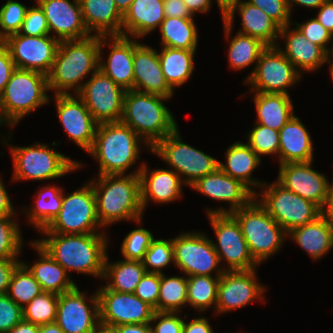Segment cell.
<instances>
[{"label": "cell", "mask_w": 333, "mask_h": 333, "mask_svg": "<svg viewBox=\"0 0 333 333\" xmlns=\"http://www.w3.org/2000/svg\"><path fill=\"white\" fill-rule=\"evenodd\" d=\"M79 2L85 25L92 35L122 36L123 14L117 9L115 0Z\"/></svg>", "instance_id": "33"}, {"label": "cell", "mask_w": 333, "mask_h": 333, "mask_svg": "<svg viewBox=\"0 0 333 333\" xmlns=\"http://www.w3.org/2000/svg\"><path fill=\"white\" fill-rule=\"evenodd\" d=\"M63 199V188L57 185L41 186L35 195L33 206L22 208L27 217L28 224L38 231L44 229L60 212ZM25 209V210H24Z\"/></svg>", "instance_id": "39"}, {"label": "cell", "mask_w": 333, "mask_h": 333, "mask_svg": "<svg viewBox=\"0 0 333 333\" xmlns=\"http://www.w3.org/2000/svg\"><path fill=\"white\" fill-rule=\"evenodd\" d=\"M147 272L163 273V268L174 263L173 243L171 239H154L142 260Z\"/></svg>", "instance_id": "47"}, {"label": "cell", "mask_w": 333, "mask_h": 333, "mask_svg": "<svg viewBox=\"0 0 333 333\" xmlns=\"http://www.w3.org/2000/svg\"><path fill=\"white\" fill-rule=\"evenodd\" d=\"M16 215L0 219V260L18 259L22 255L23 236Z\"/></svg>", "instance_id": "45"}, {"label": "cell", "mask_w": 333, "mask_h": 333, "mask_svg": "<svg viewBox=\"0 0 333 333\" xmlns=\"http://www.w3.org/2000/svg\"><path fill=\"white\" fill-rule=\"evenodd\" d=\"M143 145L151 152V147L129 126L121 121L106 122L98 124L93 145L87 153L99 163L98 175L139 174L143 162L131 173L127 170L140 160Z\"/></svg>", "instance_id": "3"}, {"label": "cell", "mask_w": 333, "mask_h": 333, "mask_svg": "<svg viewBox=\"0 0 333 333\" xmlns=\"http://www.w3.org/2000/svg\"><path fill=\"white\" fill-rule=\"evenodd\" d=\"M165 17L194 18L183 0H163Z\"/></svg>", "instance_id": "58"}, {"label": "cell", "mask_w": 333, "mask_h": 333, "mask_svg": "<svg viewBox=\"0 0 333 333\" xmlns=\"http://www.w3.org/2000/svg\"><path fill=\"white\" fill-rule=\"evenodd\" d=\"M219 278L215 276H187V305L197 312H206L217 303Z\"/></svg>", "instance_id": "41"}, {"label": "cell", "mask_w": 333, "mask_h": 333, "mask_svg": "<svg viewBox=\"0 0 333 333\" xmlns=\"http://www.w3.org/2000/svg\"><path fill=\"white\" fill-rule=\"evenodd\" d=\"M164 19L163 0H134L123 15L122 36L144 38L158 29Z\"/></svg>", "instance_id": "29"}, {"label": "cell", "mask_w": 333, "mask_h": 333, "mask_svg": "<svg viewBox=\"0 0 333 333\" xmlns=\"http://www.w3.org/2000/svg\"><path fill=\"white\" fill-rule=\"evenodd\" d=\"M158 57L164 78L168 85L175 90L176 87L185 85L192 77L196 50L174 49L161 46ZM175 88V89H174Z\"/></svg>", "instance_id": "38"}, {"label": "cell", "mask_w": 333, "mask_h": 333, "mask_svg": "<svg viewBox=\"0 0 333 333\" xmlns=\"http://www.w3.org/2000/svg\"><path fill=\"white\" fill-rule=\"evenodd\" d=\"M316 18L333 36V0H326L318 8Z\"/></svg>", "instance_id": "60"}, {"label": "cell", "mask_w": 333, "mask_h": 333, "mask_svg": "<svg viewBox=\"0 0 333 333\" xmlns=\"http://www.w3.org/2000/svg\"><path fill=\"white\" fill-rule=\"evenodd\" d=\"M154 239L153 233L145 228L139 227L131 230L122 241L121 255L123 259L142 261Z\"/></svg>", "instance_id": "49"}, {"label": "cell", "mask_w": 333, "mask_h": 333, "mask_svg": "<svg viewBox=\"0 0 333 333\" xmlns=\"http://www.w3.org/2000/svg\"><path fill=\"white\" fill-rule=\"evenodd\" d=\"M171 98L125 91L121 122L129 126L151 148L178 128L173 113L164 102Z\"/></svg>", "instance_id": "5"}, {"label": "cell", "mask_w": 333, "mask_h": 333, "mask_svg": "<svg viewBox=\"0 0 333 333\" xmlns=\"http://www.w3.org/2000/svg\"><path fill=\"white\" fill-rule=\"evenodd\" d=\"M9 148L13 160V182L54 180L83 168L81 162L57 152L48 144L35 142L31 146L10 145Z\"/></svg>", "instance_id": "7"}, {"label": "cell", "mask_w": 333, "mask_h": 333, "mask_svg": "<svg viewBox=\"0 0 333 333\" xmlns=\"http://www.w3.org/2000/svg\"><path fill=\"white\" fill-rule=\"evenodd\" d=\"M332 57V59H331ZM329 64V70H330V75H331V80L333 81V55L329 54L326 59V64Z\"/></svg>", "instance_id": "72"}, {"label": "cell", "mask_w": 333, "mask_h": 333, "mask_svg": "<svg viewBox=\"0 0 333 333\" xmlns=\"http://www.w3.org/2000/svg\"><path fill=\"white\" fill-rule=\"evenodd\" d=\"M220 13L222 15V21L225 20V15L238 3L242 0H215Z\"/></svg>", "instance_id": "66"}, {"label": "cell", "mask_w": 333, "mask_h": 333, "mask_svg": "<svg viewBox=\"0 0 333 333\" xmlns=\"http://www.w3.org/2000/svg\"><path fill=\"white\" fill-rule=\"evenodd\" d=\"M236 12H239L241 18L239 33L260 39L267 46H276L280 27L266 13L243 0L225 15L224 21L230 26L234 24Z\"/></svg>", "instance_id": "28"}, {"label": "cell", "mask_w": 333, "mask_h": 333, "mask_svg": "<svg viewBox=\"0 0 333 333\" xmlns=\"http://www.w3.org/2000/svg\"><path fill=\"white\" fill-rule=\"evenodd\" d=\"M257 268L224 271L219 278L215 314L241 309L257 300L265 302V286L257 281Z\"/></svg>", "instance_id": "19"}, {"label": "cell", "mask_w": 333, "mask_h": 333, "mask_svg": "<svg viewBox=\"0 0 333 333\" xmlns=\"http://www.w3.org/2000/svg\"><path fill=\"white\" fill-rule=\"evenodd\" d=\"M41 292L39 282L21 262L12 274L7 296L23 308Z\"/></svg>", "instance_id": "43"}, {"label": "cell", "mask_w": 333, "mask_h": 333, "mask_svg": "<svg viewBox=\"0 0 333 333\" xmlns=\"http://www.w3.org/2000/svg\"><path fill=\"white\" fill-rule=\"evenodd\" d=\"M134 90L142 93L174 96L173 90L164 78L158 51L134 38L133 55Z\"/></svg>", "instance_id": "25"}, {"label": "cell", "mask_w": 333, "mask_h": 333, "mask_svg": "<svg viewBox=\"0 0 333 333\" xmlns=\"http://www.w3.org/2000/svg\"><path fill=\"white\" fill-rule=\"evenodd\" d=\"M160 273L146 272L138 283L134 294L158 311Z\"/></svg>", "instance_id": "53"}, {"label": "cell", "mask_w": 333, "mask_h": 333, "mask_svg": "<svg viewBox=\"0 0 333 333\" xmlns=\"http://www.w3.org/2000/svg\"><path fill=\"white\" fill-rule=\"evenodd\" d=\"M224 36L228 41L229 48L227 52L228 65L233 70H242L252 66L255 63L253 70L248 74L244 82L253 74L257 61L262 51L267 47L260 39L241 34L237 32L234 37L231 36L233 26H230L223 21Z\"/></svg>", "instance_id": "36"}, {"label": "cell", "mask_w": 333, "mask_h": 333, "mask_svg": "<svg viewBox=\"0 0 333 333\" xmlns=\"http://www.w3.org/2000/svg\"><path fill=\"white\" fill-rule=\"evenodd\" d=\"M187 306V276H166L160 274L158 311L182 312Z\"/></svg>", "instance_id": "42"}, {"label": "cell", "mask_w": 333, "mask_h": 333, "mask_svg": "<svg viewBox=\"0 0 333 333\" xmlns=\"http://www.w3.org/2000/svg\"><path fill=\"white\" fill-rule=\"evenodd\" d=\"M108 259L107 255L102 278L105 286L112 291L134 293L138 283L147 272L143 262L126 259L109 262Z\"/></svg>", "instance_id": "37"}, {"label": "cell", "mask_w": 333, "mask_h": 333, "mask_svg": "<svg viewBox=\"0 0 333 333\" xmlns=\"http://www.w3.org/2000/svg\"><path fill=\"white\" fill-rule=\"evenodd\" d=\"M21 262L20 259L0 260V294H7L12 274Z\"/></svg>", "instance_id": "57"}, {"label": "cell", "mask_w": 333, "mask_h": 333, "mask_svg": "<svg viewBox=\"0 0 333 333\" xmlns=\"http://www.w3.org/2000/svg\"><path fill=\"white\" fill-rule=\"evenodd\" d=\"M189 11L195 16L196 13H207L213 5V0H183ZM212 4V5H211Z\"/></svg>", "instance_id": "61"}, {"label": "cell", "mask_w": 333, "mask_h": 333, "mask_svg": "<svg viewBox=\"0 0 333 333\" xmlns=\"http://www.w3.org/2000/svg\"><path fill=\"white\" fill-rule=\"evenodd\" d=\"M141 204L143 211L149 200L156 204H168L175 202L183 196L181 177L172 169H153L150 171L144 162L139 172Z\"/></svg>", "instance_id": "27"}, {"label": "cell", "mask_w": 333, "mask_h": 333, "mask_svg": "<svg viewBox=\"0 0 333 333\" xmlns=\"http://www.w3.org/2000/svg\"><path fill=\"white\" fill-rule=\"evenodd\" d=\"M312 163L313 161L282 164L276 180L321 209L333 188V182L330 183L326 175L313 169Z\"/></svg>", "instance_id": "21"}, {"label": "cell", "mask_w": 333, "mask_h": 333, "mask_svg": "<svg viewBox=\"0 0 333 333\" xmlns=\"http://www.w3.org/2000/svg\"><path fill=\"white\" fill-rule=\"evenodd\" d=\"M134 0H115L117 9L124 15Z\"/></svg>", "instance_id": "70"}, {"label": "cell", "mask_w": 333, "mask_h": 333, "mask_svg": "<svg viewBox=\"0 0 333 333\" xmlns=\"http://www.w3.org/2000/svg\"><path fill=\"white\" fill-rule=\"evenodd\" d=\"M225 160V163L219 161V168L227 175L240 181L254 195L257 193L255 189L261 188L265 183L251 176L254 170L262 164V159L247 143L236 141L230 145L226 149Z\"/></svg>", "instance_id": "31"}, {"label": "cell", "mask_w": 333, "mask_h": 333, "mask_svg": "<svg viewBox=\"0 0 333 333\" xmlns=\"http://www.w3.org/2000/svg\"><path fill=\"white\" fill-rule=\"evenodd\" d=\"M34 2H37L44 11L50 35L57 40H78L92 35L85 25L79 0H34Z\"/></svg>", "instance_id": "23"}, {"label": "cell", "mask_w": 333, "mask_h": 333, "mask_svg": "<svg viewBox=\"0 0 333 333\" xmlns=\"http://www.w3.org/2000/svg\"><path fill=\"white\" fill-rule=\"evenodd\" d=\"M38 333H64L56 322L38 326Z\"/></svg>", "instance_id": "67"}, {"label": "cell", "mask_w": 333, "mask_h": 333, "mask_svg": "<svg viewBox=\"0 0 333 333\" xmlns=\"http://www.w3.org/2000/svg\"><path fill=\"white\" fill-rule=\"evenodd\" d=\"M303 33V35L314 44L320 46L328 55L333 50V36L330 32L324 28V26L317 20L316 17L309 20L298 23L292 22ZM332 42V43H331ZM332 44L331 48H328V44Z\"/></svg>", "instance_id": "50"}, {"label": "cell", "mask_w": 333, "mask_h": 333, "mask_svg": "<svg viewBox=\"0 0 333 333\" xmlns=\"http://www.w3.org/2000/svg\"><path fill=\"white\" fill-rule=\"evenodd\" d=\"M48 92L46 74L16 68L0 95V125L17 126L28 114L51 101Z\"/></svg>", "instance_id": "6"}, {"label": "cell", "mask_w": 333, "mask_h": 333, "mask_svg": "<svg viewBox=\"0 0 333 333\" xmlns=\"http://www.w3.org/2000/svg\"><path fill=\"white\" fill-rule=\"evenodd\" d=\"M159 31L161 33V46L197 50L199 36L194 18L165 17Z\"/></svg>", "instance_id": "40"}, {"label": "cell", "mask_w": 333, "mask_h": 333, "mask_svg": "<svg viewBox=\"0 0 333 333\" xmlns=\"http://www.w3.org/2000/svg\"><path fill=\"white\" fill-rule=\"evenodd\" d=\"M46 236L35 240L67 273L78 272L98 277L104 275L105 259L108 254V235L40 233ZM108 243V244H107Z\"/></svg>", "instance_id": "1"}, {"label": "cell", "mask_w": 333, "mask_h": 333, "mask_svg": "<svg viewBox=\"0 0 333 333\" xmlns=\"http://www.w3.org/2000/svg\"><path fill=\"white\" fill-rule=\"evenodd\" d=\"M124 94L125 90L100 69L77 93L98 123L121 121Z\"/></svg>", "instance_id": "15"}, {"label": "cell", "mask_w": 333, "mask_h": 333, "mask_svg": "<svg viewBox=\"0 0 333 333\" xmlns=\"http://www.w3.org/2000/svg\"><path fill=\"white\" fill-rule=\"evenodd\" d=\"M23 3L17 0H7L0 8V42L8 36L19 32L27 9Z\"/></svg>", "instance_id": "48"}, {"label": "cell", "mask_w": 333, "mask_h": 333, "mask_svg": "<svg viewBox=\"0 0 333 333\" xmlns=\"http://www.w3.org/2000/svg\"><path fill=\"white\" fill-rule=\"evenodd\" d=\"M246 138V143L260 158L265 155H277L279 161V131L255 123Z\"/></svg>", "instance_id": "46"}, {"label": "cell", "mask_w": 333, "mask_h": 333, "mask_svg": "<svg viewBox=\"0 0 333 333\" xmlns=\"http://www.w3.org/2000/svg\"><path fill=\"white\" fill-rule=\"evenodd\" d=\"M320 215L333 230V188L330 190L324 205L320 209Z\"/></svg>", "instance_id": "63"}, {"label": "cell", "mask_w": 333, "mask_h": 333, "mask_svg": "<svg viewBox=\"0 0 333 333\" xmlns=\"http://www.w3.org/2000/svg\"><path fill=\"white\" fill-rule=\"evenodd\" d=\"M174 265L185 276L205 275L220 277L225 271L220 266L212 239L202 232H182L172 238ZM222 267V268H221Z\"/></svg>", "instance_id": "12"}, {"label": "cell", "mask_w": 333, "mask_h": 333, "mask_svg": "<svg viewBox=\"0 0 333 333\" xmlns=\"http://www.w3.org/2000/svg\"><path fill=\"white\" fill-rule=\"evenodd\" d=\"M10 51L16 68L51 72L60 41L51 35L28 36L12 34L2 41Z\"/></svg>", "instance_id": "18"}, {"label": "cell", "mask_w": 333, "mask_h": 333, "mask_svg": "<svg viewBox=\"0 0 333 333\" xmlns=\"http://www.w3.org/2000/svg\"><path fill=\"white\" fill-rule=\"evenodd\" d=\"M97 176L89 181L95 193L97 216L103 229L120 221L142 224L144 211L139 174Z\"/></svg>", "instance_id": "2"}, {"label": "cell", "mask_w": 333, "mask_h": 333, "mask_svg": "<svg viewBox=\"0 0 333 333\" xmlns=\"http://www.w3.org/2000/svg\"><path fill=\"white\" fill-rule=\"evenodd\" d=\"M30 246L38 254L33 264L22 262L39 282L42 291L62 294L74 289L77 284L71 280L69 273L57 263L36 241H30Z\"/></svg>", "instance_id": "30"}, {"label": "cell", "mask_w": 333, "mask_h": 333, "mask_svg": "<svg viewBox=\"0 0 333 333\" xmlns=\"http://www.w3.org/2000/svg\"><path fill=\"white\" fill-rule=\"evenodd\" d=\"M253 95L258 124L279 131L295 114L290 95L258 92Z\"/></svg>", "instance_id": "35"}, {"label": "cell", "mask_w": 333, "mask_h": 333, "mask_svg": "<svg viewBox=\"0 0 333 333\" xmlns=\"http://www.w3.org/2000/svg\"><path fill=\"white\" fill-rule=\"evenodd\" d=\"M279 142V165L314 160L312 138L299 117L294 115L279 130Z\"/></svg>", "instance_id": "32"}, {"label": "cell", "mask_w": 333, "mask_h": 333, "mask_svg": "<svg viewBox=\"0 0 333 333\" xmlns=\"http://www.w3.org/2000/svg\"><path fill=\"white\" fill-rule=\"evenodd\" d=\"M239 223L253 259L261 265L282 248L287 233L254 197L230 213Z\"/></svg>", "instance_id": "8"}, {"label": "cell", "mask_w": 333, "mask_h": 333, "mask_svg": "<svg viewBox=\"0 0 333 333\" xmlns=\"http://www.w3.org/2000/svg\"><path fill=\"white\" fill-rule=\"evenodd\" d=\"M104 46L111 50L103 59ZM134 38L124 36H100L99 69L125 91L134 90L133 72Z\"/></svg>", "instance_id": "24"}, {"label": "cell", "mask_w": 333, "mask_h": 333, "mask_svg": "<svg viewBox=\"0 0 333 333\" xmlns=\"http://www.w3.org/2000/svg\"><path fill=\"white\" fill-rule=\"evenodd\" d=\"M326 0H288V5L292 13L293 6L299 5L306 8L318 9Z\"/></svg>", "instance_id": "65"}, {"label": "cell", "mask_w": 333, "mask_h": 333, "mask_svg": "<svg viewBox=\"0 0 333 333\" xmlns=\"http://www.w3.org/2000/svg\"><path fill=\"white\" fill-rule=\"evenodd\" d=\"M180 314V312L155 311L150 321V325L153 326L152 333H182L184 318Z\"/></svg>", "instance_id": "55"}, {"label": "cell", "mask_w": 333, "mask_h": 333, "mask_svg": "<svg viewBox=\"0 0 333 333\" xmlns=\"http://www.w3.org/2000/svg\"><path fill=\"white\" fill-rule=\"evenodd\" d=\"M23 320V308L7 294H0V333H8Z\"/></svg>", "instance_id": "54"}, {"label": "cell", "mask_w": 333, "mask_h": 333, "mask_svg": "<svg viewBox=\"0 0 333 333\" xmlns=\"http://www.w3.org/2000/svg\"><path fill=\"white\" fill-rule=\"evenodd\" d=\"M16 69L10 51L0 42V95Z\"/></svg>", "instance_id": "56"}, {"label": "cell", "mask_w": 333, "mask_h": 333, "mask_svg": "<svg viewBox=\"0 0 333 333\" xmlns=\"http://www.w3.org/2000/svg\"><path fill=\"white\" fill-rule=\"evenodd\" d=\"M179 128L159 140L151 153L160 157L169 168L182 179L185 186H191L198 179L219 168V160L182 141Z\"/></svg>", "instance_id": "10"}, {"label": "cell", "mask_w": 333, "mask_h": 333, "mask_svg": "<svg viewBox=\"0 0 333 333\" xmlns=\"http://www.w3.org/2000/svg\"><path fill=\"white\" fill-rule=\"evenodd\" d=\"M58 294L41 292L23 307V320L35 325H45L56 320Z\"/></svg>", "instance_id": "44"}, {"label": "cell", "mask_w": 333, "mask_h": 333, "mask_svg": "<svg viewBox=\"0 0 333 333\" xmlns=\"http://www.w3.org/2000/svg\"><path fill=\"white\" fill-rule=\"evenodd\" d=\"M16 209L13 205H0V219L4 216L16 215Z\"/></svg>", "instance_id": "69"}, {"label": "cell", "mask_w": 333, "mask_h": 333, "mask_svg": "<svg viewBox=\"0 0 333 333\" xmlns=\"http://www.w3.org/2000/svg\"><path fill=\"white\" fill-rule=\"evenodd\" d=\"M182 333H214L209 319L199 316L191 319L189 322L184 320Z\"/></svg>", "instance_id": "59"}, {"label": "cell", "mask_w": 333, "mask_h": 333, "mask_svg": "<svg viewBox=\"0 0 333 333\" xmlns=\"http://www.w3.org/2000/svg\"><path fill=\"white\" fill-rule=\"evenodd\" d=\"M312 260H320L333 249V230L320 215L315 220L287 233Z\"/></svg>", "instance_id": "34"}, {"label": "cell", "mask_w": 333, "mask_h": 333, "mask_svg": "<svg viewBox=\"0 0 333 333\" xmlns=\"http://www.w3.org/2000/svg\"><path fill=\"white\" fill-rule=\"evenodd\" d=\"M260 189L255 198L286 233L320 216L317 205L286 189L277 180L269 185L265 182Z\"/></svg>", "instance_id": "11"}, {"label": "cell", "mask_w": 333, "mask_h": 333, "mask_svg": "<svg viewBox=\"0 0 333 333\" xmlns=\"http://www.w3.org/2000/svg\"><path fill=\"white\" fill-rule=\"evenodd\" d=\"M87 295L77 286L58 295L55 322L64 333H92L100 323L97 291Z\"/></svg>", "instance_id": "17"}, {"label": "cell", "mask_w": 333, "mask_h": 333, "mask_svg": "<svg viewBox=\"0 0 333 333\" xmlns=\"http://www.w3.org/2000/svg\"><path fill=\"white\" fill-rule=\"evenodd\" d=\"M99 299V322L115 327L124 324L150 323L154 308L134 293H121L105 285L97 288Z\"/></svg>", "instance_id": "16"}, {"label": "cell", "mask_w": 333, "mask_h": 333, "mask_svg": "<svg viewBox=\"0 0 333 333\" xmlns=\"http://www.w3.org/2000/svg\"><path fill=\"white\" fill-rule=\"evenodd\" d=\"M291 25L293 24L280 28L278 40H284L285 48H281L279 42L276 46L302 75L320 70L321 66L326 64L328 54L307 39L297 27H290Z\"/></svg>", "instance_id": "26"}, {"label": "cell", "mask_w": 333, "mask_h": 333, "mask_svg": "<svg viewBox=\"0 0 333 333\" xmlns=\"http://www.w3.org/2000/svg\"><path fill=\"white\" fill-rule=\"evenodd\" d=\"M266 13L280 28L293 24L288 0H247Z\"/></svg>", "instance_id": "52"}, {"label": "cell", "mask_w": 333, "mask_h": 333, "mask_svg": "<svg viewBox=\"0 0 333 333\" xmlns=\"http://www.w3.org/2000/svg\"><path fill=\"white\" fill-rule=\"evenodd\" d=\"M216 241L212 240L220 265L225 271L252 270L260 266L251 256L248 244L237 220L230 213L207 214Z\"/></svg>", "instance_id": "13"}, {"label": "cell", "mask_w": 333, "mask_h": 333, "mask_svg": "<svg viewBox=\"0 0 333 333\" xmlns=\"http://www.w3.org/2000/svg\"><path fill=\"white\" fill-rule=\"evenodd\" d=\"M303 75L282 54L277 46H267L256 63L253 74L244 82L250 91L289 95L288 89L296 85Z\"/></svg>", "instance_id": "14"}, {"label": "cell", "mask_w": 333, "mask_h": 333, "mask_svg": "<svg viewBox=\"0 0 333 333\" xmlns=\"http://www.w3.org/2000/svg\"><path fill=\"white\" fill-rule=\"evenodd\" d=\"M99 44L100 36L94 34L60 41L53 67L47 75L49 91H54V95L77 94L85 84L86 76L99 69Z\"/></svg>", "instance_id": "4"}, {"label": "cell", "mask_w": 333, "mask_h": 333, "mask_svg": "<svg viewBox=\"0 0 333 333\" xmlns=\"http://www.w3.org/2000/svg\"><path fill=\"white\" fill-rule=\"evenodd\" d=\"M6 189L4 181L0 176V205H12L9 193Z\"/></svg>", "instance_id": "68"}, {"label": "cell", "mask_w": 333, "mask_h": 333, "mask_svg": "<svg viewBox=\"0 0 333 333\" xmlns=\"http://www.w3.org/2000/svg\"><path fill=\"white\" fill-rule=\"evenodd\" d=\"M92 333H117L116 329L111 326H107L99 323Z\"/></svg>", "instance_id": "71"}, {"label": "cell", "mask_w": 333, "mask_h": 333, "mask_svg": "<svg viewBox=\"0 0 333 333\" xmlns=\"http://www.w3.org/2000/svg\"><path fill=\"white\" fill-rule=\"evenodd\" d=\"M8 333H38V325L22 320Z\"/></svg>", "instance_id": "64"}, {"label": "cell", "mask_w": 333, "mask_h": 333, "mask_svg": "<svg viewBox=\"0 0 333 333\" xmlns=\"http://www.w3.org/2000/svg\"><path fill=\"white\" fill-rule=\"evenodd\" d=\"M102 228L97 216L95 193L88 181L69 194L63 189L60 212L39 233L90 234L102 233Z\"/></svg>", "instance_id": "9"}, {"label": "cell", "mask_w": 333, "mask_h": 333, "mask_svg": "<svg viewBox=\"0 0 333 333\" xmlns=\"http://www.w3.org/2000/svg\"><path fill=\"white\" fill-rule=\"evenodd\" d=\"M58 119L66 135L82 150L88 152L94 142L98 122L77 94L54 95Z\"/></svg>", "instance_id": "20"}, {"label": "cell", "mask_w": 333, "mask_h": 333, "mask_svg": "<svg viewBox=\"0 0 333 333\" xmlns=\"http://www.w3.org/2000/svg\"><path fill=\"white\" fill-rule=\"evenodd\" d=\"M150 323L144 324H124L115 326L117 333H152Z\"/></svg>", "instance_id": "62"}, {"label": "cell", "mask_w": 333, "mask_h": 333, "mask_svg": "<svg viewBox=\"0 0 333 333\" xmlns=\"http://www.w3.org/2000/svg\"><path fill=\"white\" fill-rule=\"evenodd\" d=\"M190 188L216 201L229 203L228 209L215 207V209H207V214L231 213L246 206L255 197L245 185L224 173L220 168L198 179Z\"/></svg>", "instance_id": "22"}, {"label": "cell", "mask_w": 333, "mask_h": 333, "mask_svg": "<svg viewBox=\"0 0 333 333\" xmlns=\"http://www.w3.org/2000/svg\"><path fill=\"white\" fill-rule=\"evenodd\" d=\"M27 9L19 34L28 36L50 35L44 11L37 2Z\"/></svg>", "instance_id": "51"}]
</instances>
